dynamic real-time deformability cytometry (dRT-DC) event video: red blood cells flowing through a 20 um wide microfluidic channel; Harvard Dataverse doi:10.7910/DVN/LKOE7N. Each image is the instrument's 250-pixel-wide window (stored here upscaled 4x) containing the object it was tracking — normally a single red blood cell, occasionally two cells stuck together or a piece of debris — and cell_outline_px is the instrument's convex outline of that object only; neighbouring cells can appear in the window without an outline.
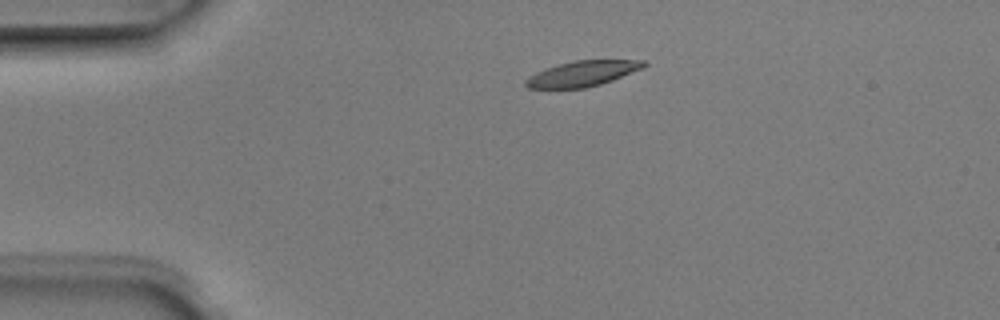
{"species": "Egyptian fruit bat (a non-hibernating species)", "species_latin": "Rousettus aegyptiacus", "temperature_condition": "room temperature", "stored_images_in_passage": 3, "camera_frame_rate_fps": 3000, "um_per_image_px": 0.085, "animal": {"sex": "male"}, "frame": {"image": 1, "passage_image": 2, "time_ms": 0.333, "image_size_px": [1000, 320], "cell_outline_px": [[648, 64], [644, 68], [612, 80], [600, 84], [584, 88], [528, 88], [524, 84], [524, 80], [536, 72], [560, 64], [576, 60], [644, 60]], "centroid_in_image_um": [49.54, 6.25], "position_along_channel_um": 35.5, "area_um2": 17.34}}